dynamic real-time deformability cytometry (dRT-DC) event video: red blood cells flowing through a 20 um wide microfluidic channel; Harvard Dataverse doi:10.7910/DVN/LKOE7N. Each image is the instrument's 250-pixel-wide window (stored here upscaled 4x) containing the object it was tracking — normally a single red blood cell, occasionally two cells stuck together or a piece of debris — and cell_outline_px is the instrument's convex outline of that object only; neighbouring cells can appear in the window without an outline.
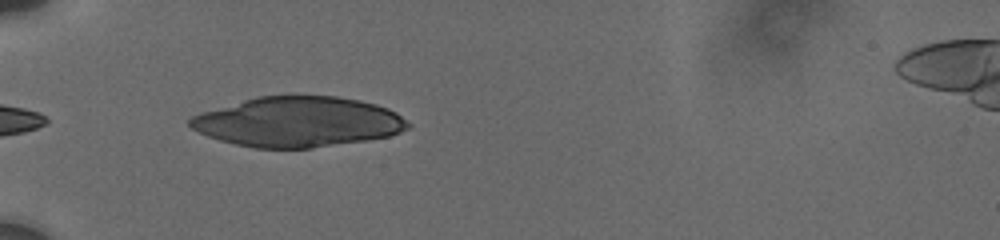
{"species": "human", "species_latin": "Homo sapiens", "temperature_condition": "cold", "stored_images_in_passage": 16, "segment_of_instrument_passage": [1, 2], "camera_frame_rate_fps": 3000, "um_per_image_px": 0.085, "donor": {"sex": "male"}, "frame": {"image": 1, "passage_image": 1, "time_ms": 0.0, "image_size_px": [1000, 240], "cell_outline_px": [[412, 128], [388, 136], [368, 140], [312, 148], [256, 148], [236, 144], [220, 140], [208, 136], [192, 128], [188, 124], [188, 120], [192, 116], [200, 112], [244, 100], [260, 96], [336, 96], [360, 100], [376, 104], [388, 108], [396, 112], [412, 124]], "centroid_in_image_um": [25.36, 10.36], "position_along_channel_um": 59.6, "area_um2": 63.64}}